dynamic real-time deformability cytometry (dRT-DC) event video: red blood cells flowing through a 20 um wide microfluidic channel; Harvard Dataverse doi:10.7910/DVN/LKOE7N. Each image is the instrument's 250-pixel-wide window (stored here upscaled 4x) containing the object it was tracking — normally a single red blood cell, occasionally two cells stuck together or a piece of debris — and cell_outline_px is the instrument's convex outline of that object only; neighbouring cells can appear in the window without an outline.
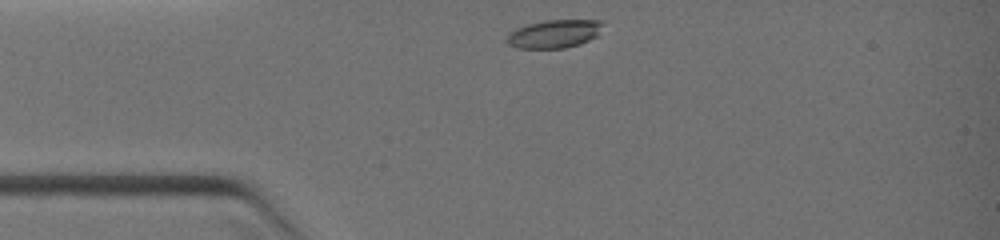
{"species": "common noctule bat (a hibernating species)", "species_latin": "Nyctalus noctula", "temperature_condition": "warm", "stored_images_in_passage": 12, "camera_frame_rate_fps": 3000, "um_per_image_px": 0.085, "animal": {"sex": "female", "body_mass_g": 19.0, "forearm_length_mm": 51.5}, "frame": {"image": 1, "passage_image": 1, "time_ms": 0.0, "image_size_px": [1000, 240], "cell_outline_px": [[600, 24], [596, 36], [580, 44], [564, 48], [516, 48], [508, 44], [508, 36], [516, 28], [528, 24], [548, 20], [600, 20]], "centroid_in_image_um": [47.07, 2.88], "position_along_channel_um": 37.9, "area_um2": 15.32}}
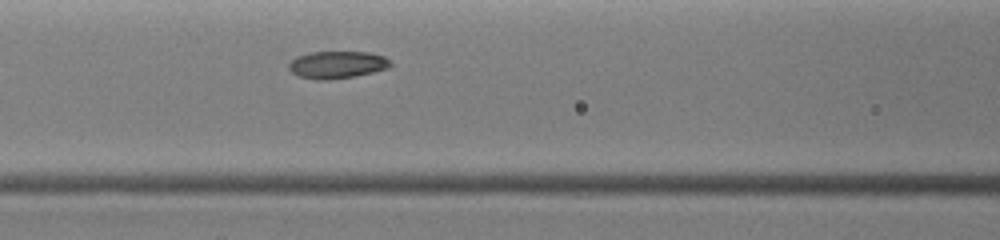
{"frame": {"image": 2, "passage_image": 8, "time_ms": 2.333, "image_size_px": [1000, 240], "cell_outline_px": [[392, 64], [388, 68], [356, 76], [328, 80], [316, 80], [296, 76], [288, 68], [288, 64], [296, 56], [312, 52], [368, 52], [384, 56]], "centroid_in_image_um": [28.62, 5.51], "position_along_channel_um": 138.0, "area_um2": 16.24}}
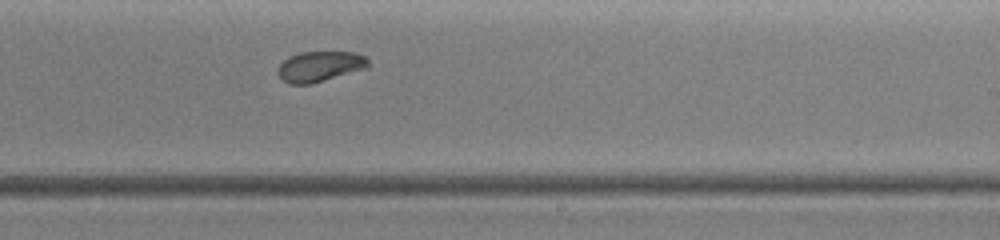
{"frame": {"image": 3, "passage_image": 12, "time_ms": 4.667, "image_size_px": [1000, 240], "cell_outline_px": [[368, 68], [312, 84], [288, 84], [276, 72], [276, 68], [288, 56], [300, 52], [352, 52], [364, 56], [368, 60]], "centroid_in_image_um": [27.16, 5.65], "position_along_channel_um": 261.8, "area_um2": 16.13}}